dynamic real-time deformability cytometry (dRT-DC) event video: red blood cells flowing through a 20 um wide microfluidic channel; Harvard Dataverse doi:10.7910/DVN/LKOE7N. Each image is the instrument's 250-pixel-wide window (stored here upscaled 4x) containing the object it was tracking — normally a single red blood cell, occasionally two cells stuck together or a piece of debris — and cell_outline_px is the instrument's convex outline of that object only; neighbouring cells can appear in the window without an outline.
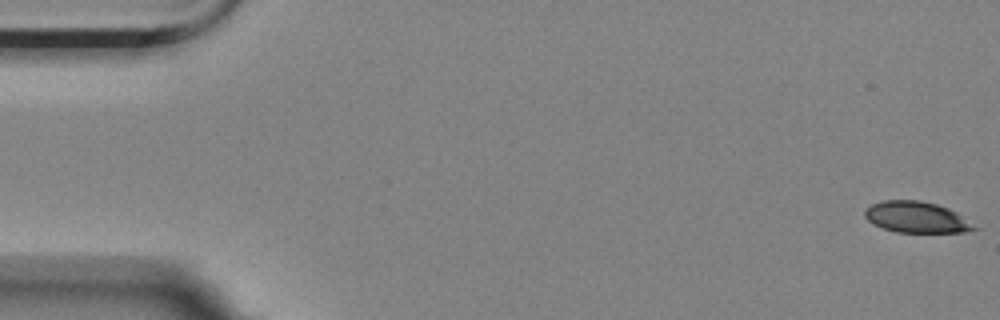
{"species": "Egyptian fruit bat (a non-hibernating species)", "species_latin": "Rousettus aegyptiacus", "temperature_condition": "room temperature", "stored_images_in_passage": 8, "segment_of_instrument_passage": [1, 2], "camera_frame_rate_fps": 3000, "um_per_image_px": 0.085, "animal": {"sex": "female"}, "frame": {"image": 1, "passage_image": 1, "time_ms": 0.0, "image_size_px": [1000, 320], "cell_outline_px": [[980, 228], [964, 232], [896, 232], [872, 224], [864, 216], [864, 208], [872, 204], [884, 200], [920, 200], [936, 204], [948, 208], [956, 212]], "centroid_in_image_um": [77.88, 18.46], "position_along_channel_um": 7.1, "area_um2": 19.88}}
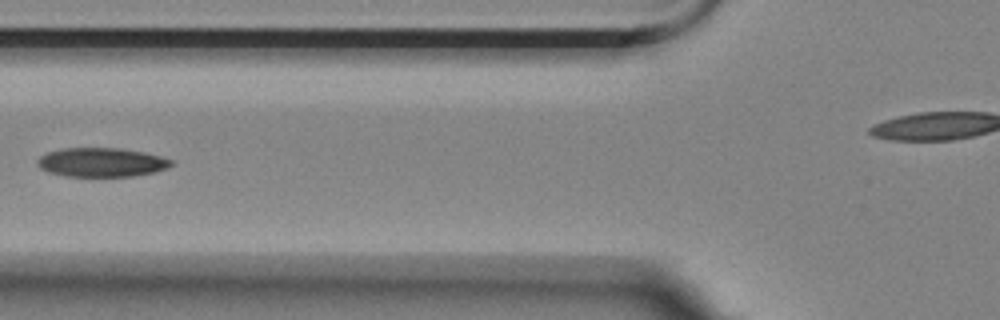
{"frame": {"image": 2, "passage_image": 7, "time_ms": 2.0, "image_size_px": [1000, 320], "cell_outline_px": [[176, 164], [168, 168], [156, 172], [132, 176], [64, 176], [48, 172], [40, 168], [36, 164], [36, 160], [40, 156], [48, 152], [64, 148], [120, 148], [144, 152], [160, 156], [172, 160]], "centroid_in_image_um": [8.64, 13.8], "position_along_channel_um": 117.2, "area_um2": 22.83}}